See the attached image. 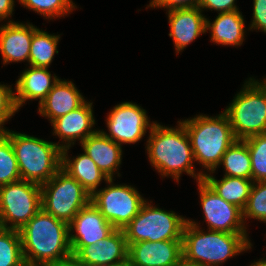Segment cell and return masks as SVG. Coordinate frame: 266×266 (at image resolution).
<instances>
[{
  "instance_id": "1",
  "label": "cell",
  "mask_w": 266,
  "mask_h": 266,
  "mask_svg": "<svg viewBox=\"0 0 266 266\" xmlns=\"http://www.w3.org/2000/svg\"><path fill=\"white\" fill-rule=\"evenodd\" d=\"M19 232L26 266H48L72 256L68 223L43 209Z\"/></svg>"
},
{
  "instance_id": "2",
  "label": "cell",
  "mask_w": 266,
  "mask_h": 266,
  "mask_svg": "<svg viewBox=\"0 0 266 266\" xmlns=\"http://www.w3.org/2000/svg\"><path fill=\"white\" fill-rule=\"evenodd\" d=\"M177 123V128L154 123L146 141L149 161L162 177L171 176L179 183L182 172H186L197 182L202 181L205 173H195V160L186 128L181 120Z\"/></svg>"
},
{
  "instance_id": "3",
  "label": "cell",
  "mask_w": 266,
  "mask_h": 266,
  "mask_svg": "<svg viewBox=\"0 0 266 266\" xmlns=\"http://www.w3.org/2000/svg\"><path fill=\"white\" fill-rule=\"evenodd\" d=\"M247 234H234L200 229L197 222L187 219L183 229V262L199 266H219L235 255L251 249Z\"/></svg>"
},
{
  "instance_id": "4",
  "label": "cell",
  "mask_w": 266,
  "mask_h": 266,
  "mask_svg": "<svg viewBox=\"0 0 266 266\" xmlns=\"http://www.w3.org/2000/svg\"><path fill=\"white\" fill-rule=\"evenodd\" d=\"M181 122L189 135L194 160L214 173L224 153L237 140L227 114L224 111L215 117L201 114Z\"/></svg>"
},
{
  "instance_id": "5",
  "label": "cell",
  "mask_w": 266,
  "mask_h": 266,
  "mask_svg": "<svg viewBox=\"0 0 266 266\" xmlns=\"http://www.w3.org/2000/svg\"><path fill=\"white\" fill-rule=\"evenodd\" d=\"M5 135L13 146L21 180L42 185L61 169L62 148L60 143L12 130H8Z\"/></svg>"
},
{
  "instance_id": "6",
  "label": "cell",
  "mask_w": 266,
  "mask_h": 266,
  "mask_svg": "<svg viewBox=\"0 0 266 266\" xmlns=\"http://www.w3.org/2000/svg\"><path fill=\"white\" fill-rule=\"evenodd\" d=\"M224 109L237 140L266 134V87L251 77Z\"/></svg>"
},
{
  "instance_id": "7",
  "label": "cell",
  "mask_w": 266,
  "mask_h": 266,
  "mask_svg": "<svg viewBox=\"0 0 266 266\" xmlns=\"http://www.w3.org/2000/svg\"><path fill=\"white\" fill-rule=\"evenodd\" d=\"M146 200L139 213L123 229L127 243L141 241H182L187 219Z\"/></svg>"
},
{
  "instance_id": "8",
  "label": "cell",
  "mask_w": 266,
  "mask_h": 266,
  "mask_svg": "<svg viewBox=\"0 0 266 266\" xmlns=\"http://www.w3.org/2000/svg\"><path fill=\"white\" fill-rule=\"evenodd\" d=\"M42 209L57 219L70 223L91 202V195L62 168L41 185Z\"/></svg>"
},
{
  "instance_id": "9",
  "label": "cell",
  "mask_w": 266,
  "mask_h": 266,
  "mask_svg": "<svg viewBox=\"0 0 266 266\" xmlns=\"http://www.w3.org/2000/svg\"><path fill=\"white\" fill-rule=\"evenodd\" d=\"M41 209L40 184L19 180L0 186L1 227L20 230Z\"/></svg>"
},
{
  "instance_id": "10",
  "label": "cell",
  "mask_w": 266,
  "mask_h": 266,
  "mask_svg": "<svg viewBox=\"0 0 266 266\" xmlns=\"http://www.w3.org/2000/svg\"><path fill=\"white\" fill-rule=\"evenodd\" d=\"M113 180L108 179L107 187L91 195V203L115 229L123 230L139 213L146 200L131 185H116Z\"/></svg>"
},
{
  "instance_id": "11",
  "label": "cell",
  "mask_w": 266,
  "mask_h": 266,
  "mask_svg": "<svg viewBox=\"0 0 266 266\" xmlns=\"http://www.w3.org/2000/svg\"><path fill=\"white\" fill-rule=\"evenodd\" d=\"M105 121L110 134L100 131L121 146L140 141L155 123H150L145 109L132 102L115 105Z\"/></svg>"
},
{
  "instance_id": "12",
  "label": "cell",
  "mask_w": 266,
  "mask_h": 266,
  "mask_svg": "<svg viewBox=\"0 0 266 266\" xmlns=\"http://www.w3.org/2000/svg\"><path fill=\"white\" fill-rule=\"evenodd\" d=\"M197 183L203 217L205 222L207 221L208 229L226 233L248 234L244 225L246 222L243 221L242 210L217 195L204 180Z\"/></svg>"
},
{
  "instance_id": "13",
  "label": "cell",
  "mask_w": 266,
  "mask_h": 266,
  "mask_svg": "<svg viewBox=\"0 0 266 266\" xmlns=\"http://www.w3.org/2000/svg\"><path fill=\"white\" fill-rule=\"evenodd\" d=\"M69 244L72 256L83 246L96 244L108 237L115 228L90 202L83 207L68 224ZM74 230L76 234L74 233Z\"/></svg>"
},
{
  "instance_id": "14",
  "label": "cell",
  "mask_w": 266,
  "mask_h": 266,
  "mask_svg": "<svg viewBox=\"0 0 266 266\" xmlns=\"http://www.w3.org/2000/svg\"><path fill=\"white\" fill-rule=\"evenodd\" d=\"M128 246L134 266H180L183 262L182 241H141Z\"/></svg>"
},
{
  "instance_id": "15",
  "label": "cell",
  "mask_w": 266,
  "mask_h": 266,
  "mask_svg": "<svg viewBox=\"0 0 266 266\" xmlns=\"http://www.w3.org/2000/svg\"><path fill=\"white\" fill-rule=\"evenodd\" d=\"M92 105V102H87L86 100L77 109L51 122L54 131L53 135H57L60 140H63L61 141L62 149L74 145L76 140L81 143L98 131L96 129L92 130L95 125Z\"/></svg>"
},
{
  "instance_id": "16",
  "label": "cell",
  "mask_w": 266,
  "mask_h": 266,
  "mask_svg": "<svg viewBox=\"0 0 266 266\" xmlns=\"http://www.w3.org/2000/svg\"><path fill=\"white\" fill-rule=\"evenodd\" d=\"M129 246L121 229L96 244L83 246L74 256L84 265L109 266L128 257Z\"/></svg>"
},
{
  "instance_id": "17",
  "label": "cell",
  "mask_w": 266,
  "mask_h": 266,
  "mask_svg": "<svg viewBox=\"0 0 266 266\" xmlns=\"http://www.w3.org/2000/svg\"><path fill=\"white\" fill-rule=\"evenodd\" d=\"M38 28L28 23L8 21L0 27V52L3 64L27 61L31 50L33 33Z\"/></svg>"
},
{
  "instance_id": "18",
  "label": "cell",
  "mask_w": 266,
  "mask_h": 266,
  "mask_svg": "<svg viewBox=\"0 0 266 266\" xmlns=\"http://www.w3.org/2000/svg\"><path fill=\"white\" fill-rule=\"evenodd\" d=\"M170 26L169 36L174 41L176 54L206 33V19L199 8H184L167 11Z\"/></svg>"
},
{
  "instance_id": "19",
  "label": "cell",
  "mask_w": 266,
  "mask_h": 266,
  "mask_svg": "<svg viewBox=\"0 0 266 266\" xmlns=\"http://www.w3.org/2000/svg\"><path fill=\"white\" fill-rule=\"evenodd\" d=\"M58 80L55 74L51 75L48 68L29 66L15 84L14 97L17 109L19 110L27 100L39 99L40 104Z\"/></svg>"
},
{
  "instance_id": "20",
  "label": "cell",
  "mask_w": 266,
  "mask_h": 266,
  "mask_svg": "<svg viewBox=\"0 0 266 266\" xmlns=\"http://www.w3.org/2000/svg\"><path fill=\"white\" fill-rule=\"evenodd\" d=\"M85 102L72 81L59 79L45 99L39 104L38 112L50 123L60 116L77 109Z\"/></svg>"
},
{
  "instance_id": "21",
  "label": "cell",
  "mask_w": 266,
  "mask_h": 266,
  "mask_svg": "<svg viewBox=\"0 0 266 266\" xmlns=\"http://www.w3.org/2000/svg\"><path fill=\"white\" fill-rule=\"evenodd\" d=\"M83 151L96 163L101 172L111 179L122 160V146L106 137L100 130L81 142Z\"/></svg>"
},
{
  "instance_id": "22",
  "label": "cell",
  "mask_w": 266,
  "mask_h": 266,
  "mask_svg": "<svg viewBox=\"0 0 266 266\" xmlns=\"http://www.w3.org/2000/svg\"><path fill=\"white\" fill-rule=\"evenodd\" d=\"M244 16L239 10L218 13L211 23L206 19V31H211V41L225 46H241L245 38Z\"/></svg>"
},
{
  "instance_id": "23",
  "label": "cell",
  "mask_w": 266,
  "mask_h": 266,
  "mask_svg": "<svg viewBox=\"0 0 266 266\" xmlns=\"http://www.w3.org/2000/svg\"><path fill=\"white\" fill-rule=\"evenodd\" d=\"M71 147L62 149L61 168L71 177L75 178L92 195L101 184V181L104 180L106 182L108 178L85 152L73 157V160L69 158L68 150Z\"/></svg>"
},
{
  "instance_id": "24",
  "label": "cell",
  "mask_w": 266,
  "mask_h": 266,
  "mask_svg": "<svg viewBox=\"0 0 266 266\" xmlns=\"http://www.w3.org/2000/svg\"><path fill=\"white\" fill-rule=\"evenodd\" d=\"M207 173H205L203 180L212 190L226 202L243 210L249 198L253 181L230 176H224L221 180H217L211 175V172L210 174Z\"/></svg>"
},
{
  "instance_id": "25",
  "label": "cell",
  "mask_w": 266,
  "mask_h": 266,
  "mask_svg": "<svg viewBox=\"0 0 266 266\" xmlns=\"http://www.w3.org/2000/svg\"><path fill=\"white\" fill-rule=\"evenodd\" d=\"M224 176L242 177L252 180L251 158L244 140H236L222 156Z\"/></svg>"
},
{
  "instance_id": "26",
  "label": "cell",
  "mask_w": 266,
  "mask_h": 266,
  "mask_svg": "<svg viewBox=\"0 0 266 266\" xmlns=\"http://www.w3.org/2000/svg\"><path fill=\"white\" fill-rule=\"evenodd\" d=\"M60 35L49 34L39 28L33 33L29 65L34 67L49 68L55 53L58 54L57 45Z\"/></svg>"
},
{
  "instance_id": "27",
  "label": "cell",
  "mask_w": 266,
  "mask_h": 266,
  "mask_svg": "<svg viewBox=\"0 0 266 266\" xmlns=\"http://www.w3.org/2000/svg\"><path fill=\"white\" fill-rule=\"evenodd\" d=\"M0 266H26L19 230L0 228Z\"/></svg>"
},
{
  "instance_id": "28",
  "label": "cell",
  "mask_w": 266,
  "mask_h": 266,
  "mask_svg": "<svg viewBox=\"0 0 266 266\" xmlns=\"http://www.w3.org/2000/svg\"><path fill=\"white\" fill-rule=\"evenodd\" d=\"M21 180L16 155L11 141L0 134V186Z\"/></svg>"
},
{
  "instance_id": "29",
  "label": "cell",
  "mask_w": 266,
  "mask_h": 266,
  "mask_svg": "<svg viewBox=\"0 0 266 266\" xmlns=\"http://www.w3.org/2000/svg\"><path fill=\"white\" fill-rule=\"evenodd\" d=\"M251 158L252 181H266V134L244 139Z\"/></svg>"
},
{
  "instance_id": "30",
  "label": "cell",
  "mask_w": 266,
  "mask_h": 266,
  "mask_svg": "<svg viewBox=\"0 0 266 266\" xmlns=\"http://www.w3.org/2000/svg\"><path fill=\"white\" fill-rule=\"evenodd\" d=\"M21 5L37 14L44 16L46 19L62 17L72 12L77 6L72 0H18Z\"/></svg>"
},
{
  "instance_id": "31",
  "label": "cell",
  "mask_w": 266,
  "mask_h": 266,
  "mask_svg": "<svg viewBox=\"0 0 266 266\" xmlns=\"http://www.w3.org/2000/svg\"><path fill=\"white\" fill-rule=\"evenodd\" d=\"M242 216L266 223V181L253 182Z\"/></svg>"
},
{
  "instance_id": "32",
  "label": "cell",
  "mask_w": 266,
  "mask_h": 266,
  "mask_svg": "<svg viewBox=\"0 0 266 266\" xmlns=\"http://www.w3.org/2000/svg\"><path fill=\"white\" fill-rule=\"evenodd\" d=\"M14 93L11 86L0 83V134H5L8 131L4 127L5 122L19 111L15 103Z\"/></svg>"
},
{
  "instance_id": "33",
  "label": "cell",
  "mask_w": 266,
  "mask_h": 266,
  "mask_svg": "<svg viewBox=\"0 0 266 266\" xmlns=\"http://www.w3.org/2000/svg\"><path fill=\"white\" fill-rule=\"evenodd\" d=\"M148 7L166 8L168 11L184 8H199L201 0H150Z\"/></svg>"
},
{
  "instance_id": "34",
  "label": "cell",
  "mask_w": 266,
  "mask_h": 266,
  "mask_svg": "<svg viewBox=\"0 0 266 266\" xmlns=\"http://www.w3.org/2000/svg\"><path fill=\"white\" fill-rule=\"evenodd\" d=\"M253 1V20L249 29H259L266 33V0Z\"/></svg>"
},
{
  "instance_id": "35",
  "label": "cell",
  "mask_w": 266,
  "mask_h": 266,
  "mask_svg": "<svg viewBox=\"0 0 266 266\" xmlns=\"http://www.w3.org/2000/svg\"><path fill=\"white\" fill-rule=\"evenodd\" d=\"M235 4V0H201L199 9L201 11L212 9L219 13H225L238 10L239 8Z\"/></svg>"
},
{
  "instance_id": "36",
  "label": "cell",
  "mask_w": 266,
  "mask_h": 266,
  "mask_svg": "<svg viewBox=\"0 0 266 266\" xmlns=\"http://www.w3.org/2000/svg\"><path fill=\"white\" fill-rule=\"evenodd\" d=\"M14 6V0H0V22L10 19Z\"/></svg>"
},
{
  "instance_id": "37",
  "label": "cell",
  "mask_w": 266,
  "mask_h": 266,
  "mask_svg": "<svg viewBox=\"0 0 266 266\" xmlns=\"http://www.w3.org/2000/svg\"><path fill=\"white\" fill-rule=\"evenodd\" d=\"M48 266H84L75 256L52 263Z\"/></svg>"
},
{
  "instance_id": "38",
  "label": "cell",
  "mask_w": 266,
  "mask_h": 266,
  "mask_svg": "<svg viewBox=\"0 0 266 266\" xmlns=\"http://www.w3.org/2000/svg\"><path fill=\"white\" fill-rule=\"evenodd\" d=\"M90 266H99V265H90ZM109 266H134V265L132 264L131 259L129 257H127L123 261L117 262V263L109 265Z\"/></svg>"
},
{
  "instance_id": "39",
  "label": "cell",
  "mask_w": 266,
  "mask_h": 266,
  "mask_svg": "<svg viewBox=\"0 0 266 266\" xmlns=\"http://www.w3.org/2000/svg\"><path fill=\"white\" fill-rule=\"evenodd\" d=\"M250 266H266V259H259V261L252 263Z\"/></svg>"
},
{
  "instance_id": "40",
  "label": "cell",
  "mask_w": 266,
  "mask_h": 266,
  "mask_svg": "<svg viewBox=\"0 0 266 266\" xmlns=\"http://www.w3.org/2000/svg\"><path fill=\"white\" fill-rule=\"evenodd\" d=\"M180 266H199V265H192V264L182 262Z\"/></svg>"
},
{
  "instance_id": "41",
  "label": "cell",
  "mask_w": 266,
  "mask_h": 266,
  "mask_svg": "<svg viewBox=\"0 0 266 266\" xmlns=\"http://www.w3.org/2000/svg\"><path fill=\"white\" fill-rule=\"evenodd\" d=\"M264 81H262L261 83L266 87V78L263 79Z\"/></svg>"
}]
</instances>
